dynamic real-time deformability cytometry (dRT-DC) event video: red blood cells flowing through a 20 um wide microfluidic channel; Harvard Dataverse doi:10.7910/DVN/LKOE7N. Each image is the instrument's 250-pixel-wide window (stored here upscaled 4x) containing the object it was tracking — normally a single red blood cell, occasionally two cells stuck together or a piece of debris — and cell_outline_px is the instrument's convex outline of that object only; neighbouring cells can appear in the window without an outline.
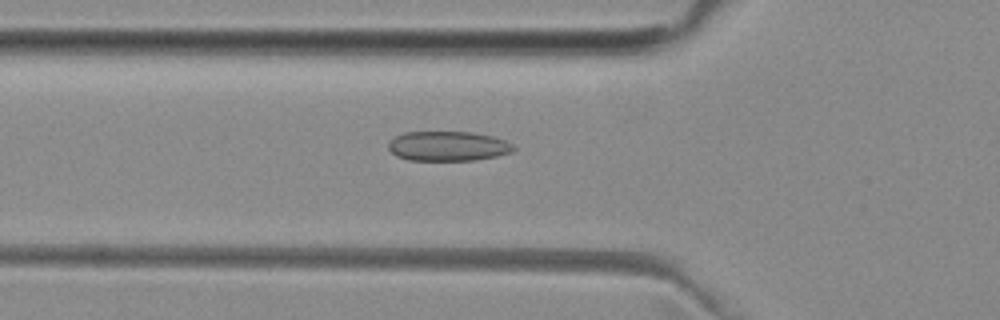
{"species": "common noctule bat (a hibernating species)", "species_latin": "Nyctalus noctula", "temperature_condition": "room temperature", "stored_images_in_passage": 52, "camera_frame_rate_fps": 3000, "um_per_image_px": 0.085, "animal": {"sex": "female", "body_mass_g": 29.2, "forearm_length_mm": 56.3}, "frame": {"image": 1, "passage_image": 18, "time_ms": 5.667, "image_size_px": [1000, 320], "cell_outline_px": [[516, 148], [512, 152], [496, 156], [476, 160], [408, 160], [396, 156], [388, 148], [388, 144], [396, 136], [404, 132], [472, 132], [492, 136], [504, 140], [512, 144]], "centroid_in_image_um": [38.08, 12.42], "position_along_channel_um": 87.7, "area_um2": 21.62}}
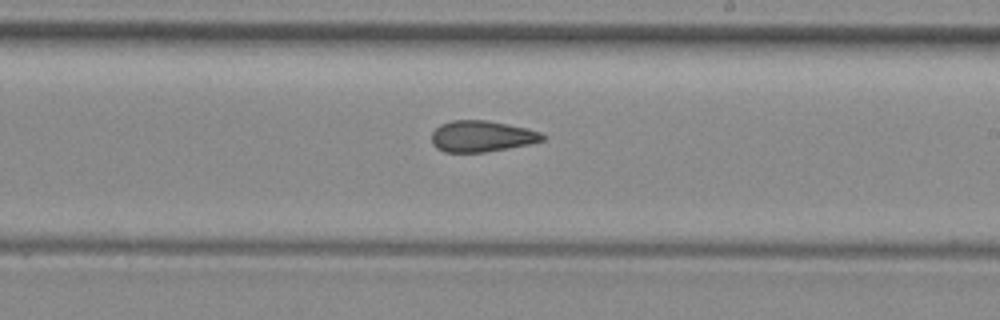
{"frame": {"image": 2, "passage_image": 30, "time_ms": 9.667, "image_size_px": [1000, 320], "cell_outline_px": [[548, 136], [544, 140], [528, 144], [484, 152], [444, 152], [436, 148], [432, 144], [432, 132], [440, 124], [452, 120], [484, 120], [528, 128], [540, 132]], "centroid_in_image_um": [40.93, 11.58], "position_along_channel_um": 248.1, "area_um2": 20.11}}
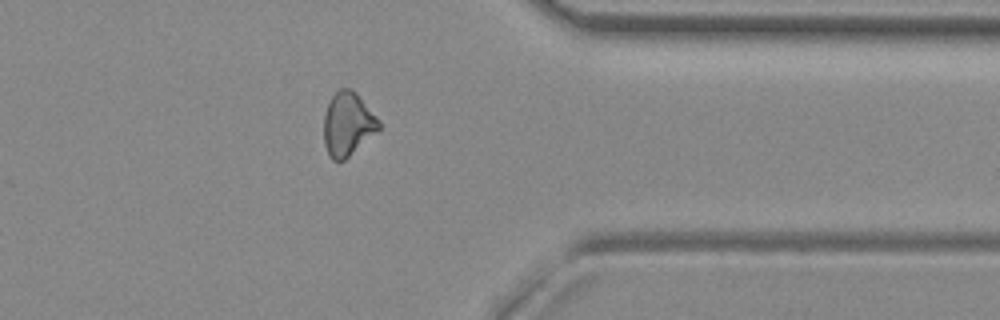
{"frame": {"image": 3, "passage_image": 41, "time_ms": 13.333, "image_size_px": [1000, 320], "cell_outline_px": [[380, 128], [344, 160], [332, 160], [328, 156], [324, 144], [324, 116], [328, 104], [332, 96], [340, 88], [352, 88], [356, 92], [380, 120]], "centroid_in_image_um": [29.55, 10.53], "position_along_channel_um": 381.9, "area_um2": 20.23}, "authors_computed_cell_mechanics": {"area_um2": 21.0681, "velocity_mm_per_s": 3.9913, "shape_relaxation_time_tau1_ms": null, "shape_relaxation_time_tau2_ms": 2.6975, "deformation_change_tau1": null, "deformation_change_tau2": 0.0989}}